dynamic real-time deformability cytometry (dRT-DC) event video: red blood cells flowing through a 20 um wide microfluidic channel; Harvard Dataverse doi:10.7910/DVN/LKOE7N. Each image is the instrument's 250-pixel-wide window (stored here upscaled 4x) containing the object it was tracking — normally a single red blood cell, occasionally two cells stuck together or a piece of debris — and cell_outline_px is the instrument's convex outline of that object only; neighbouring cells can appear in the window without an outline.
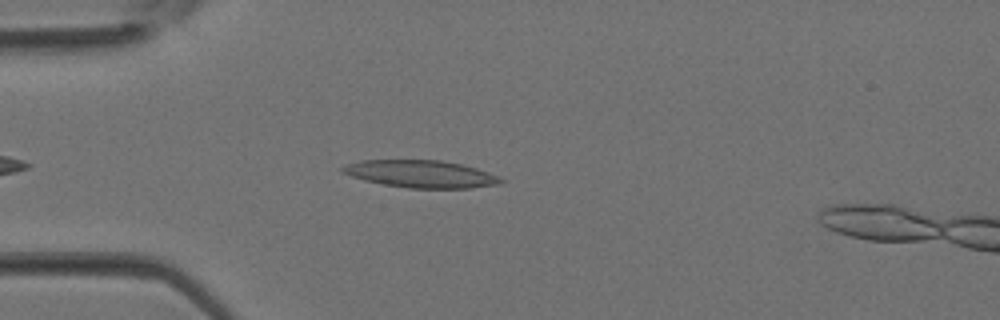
{"species": "Egyptian fruit bat (a non-hibernating species)", "species_latin": "Rousettus aegyptiacus", "temperature_condition": "room temperature", "stored_images_in_passage": 28, "camera_frame_rate_fps": 3000, "um_per_image_px": 0.085, "animal": {"sex": "female"}, "frame": {"image": 1, "passage_image": 5, "time_ms": 1.333, "image_size_px": [1000, 320], "cell_outline_px": [[504, 180], [500, 184], [468, 188], [408, 188], [384, 184], [364, 180], [340, 172], [340, 168], [348, 164], [360, 160], [440, 160], [460, 164], [476, 168], [500, 176]], "centroid_in_image_um": [35.78, 14.78], "position_along_channel_um": 49.2, "area_um2": 25.14}}
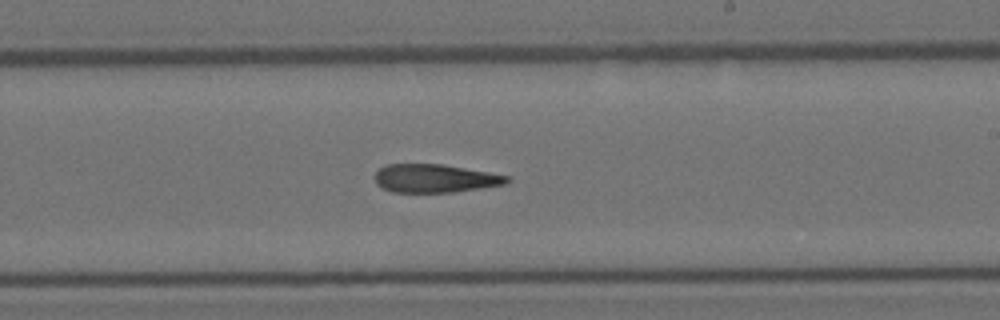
{"frame": {"image": 2, "passage_image": 17, "time_ms": 5.333, "image_size_px": [1000, 320], "cell_outline_px": [[512, 180], [504, 184], [480, 188], [452, 192], [392, 192], [376, 184], [376, 172], [380, 168], [388, 164], [440, 164], [488, 172], [508, 176]], "centroid_in_image_um": [36.96, 15.16], "position_along_channel_um": 252.0, "area_um2": 21.5}}
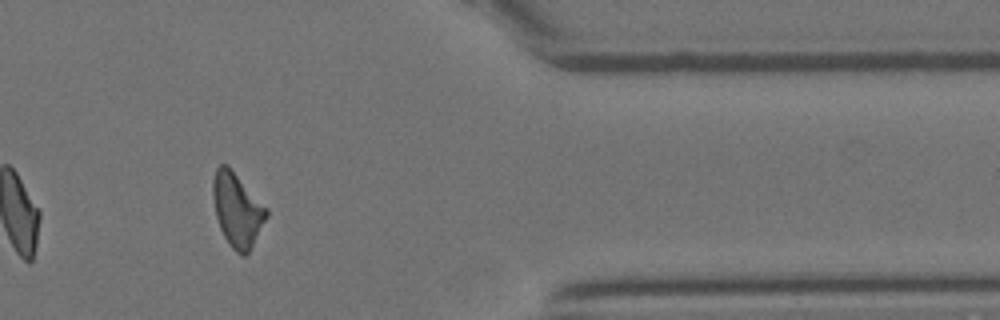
{"frame": {"image": 3, "passage_image": 26, "time_ms": 8.333, "image_size_px": [1000, 320], "cell_outline_px": [[268, 216], [248, 252], [244, 256], [240, 256], [228, 244], [220, 228], [216, 216], [212, 196], [212, 180], [216, 168], [220, 164], [228, 164], [268, 208]], "centroid_in_image_um": [20.15, 17.8], "position_along_channel_um": 391.2, "area_um2": 23.18}}